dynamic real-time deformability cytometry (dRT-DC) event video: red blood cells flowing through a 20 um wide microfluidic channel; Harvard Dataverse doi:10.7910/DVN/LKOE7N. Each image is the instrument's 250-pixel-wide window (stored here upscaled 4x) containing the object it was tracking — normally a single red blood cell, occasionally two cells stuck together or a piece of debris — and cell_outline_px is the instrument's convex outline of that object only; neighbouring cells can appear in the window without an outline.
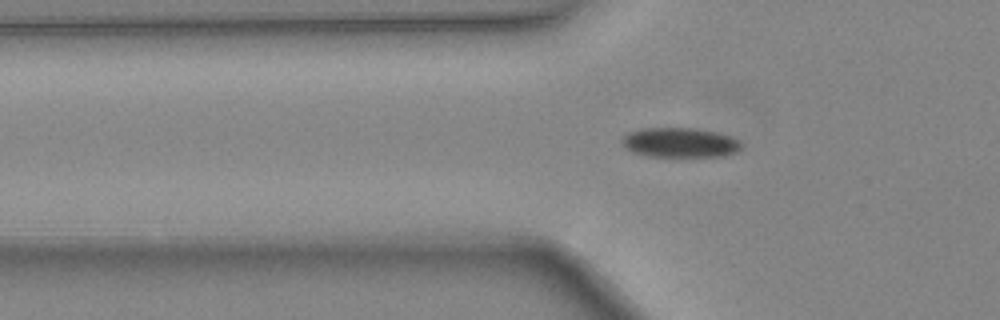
{"species": "common noctule bat (a hibernating species)", "species_latin": "Nyctalus noctula", "temperature_condition": "warm", "stored_images_in_passage": 39, "camera_frame_rate_fps": 3000, "um_per_image_px": 0.085, "animal": {"sex": "female", "body_mass_g": 24.6, "forearm_length_mm": 56.2}, "frame": {"image": 1, "passage_image": 10, "time_ms": 3.0, "image_size_px": [1000, 320], "cell_outline_px": [[740, 148], [736, 152], [724, 156], [648, 156], [632, 152], [620, 140], [628, 132], [640, 128], [696, 128], [716, 132], [732, 136], [740, 140]], "centroid_in_image_um": [57.8, 12.11], "position_along_channel_um": 68.0, "area_um2": 20.63}}
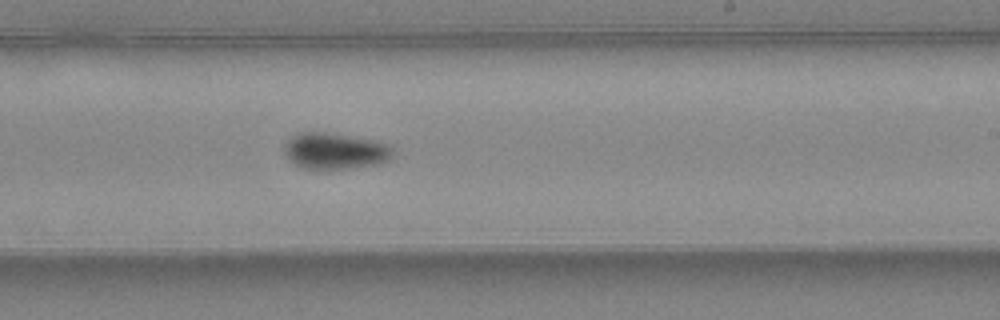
{"frame": {"image": 2, "passage_image": 23, "time_ms": 7.333, "image_size_px": [1000, 320], "cell_outline_px": [[396, 152], [392, 160], [380, 164], [324, 172], [300, 168], [288, 160], [284, 152], [284, 144], [292, 136], [300, 132], [324, 132], [380, 140], [392, 144]], "centroid_in_image_um": [28.55, 12.87], "position_along_channel_um": 260.5, "area_um2": 24.39}}
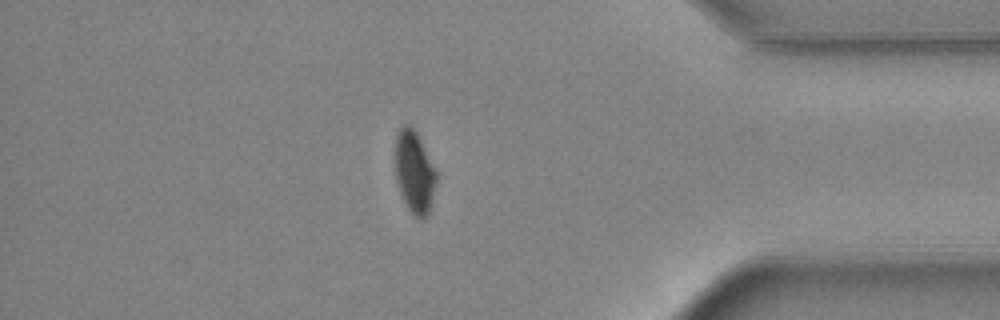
{"frame": {"image": 3, "passage_image": 34, "time_ms": 11.0, "image_size_px": [1000, 320], "cell_outline_px": [[436, 180], [428, 212], [424, 216], [416, 216], [408, 208], [400, 192], [396, 180], [396, 136], [400, 128], [404, 124], [408, 124], [416, 132], [436, 172]], "centroid_in_image_um": [35.2, 14.58], "position_along_channel_um": 400.0, "area_um2": 18.79}}